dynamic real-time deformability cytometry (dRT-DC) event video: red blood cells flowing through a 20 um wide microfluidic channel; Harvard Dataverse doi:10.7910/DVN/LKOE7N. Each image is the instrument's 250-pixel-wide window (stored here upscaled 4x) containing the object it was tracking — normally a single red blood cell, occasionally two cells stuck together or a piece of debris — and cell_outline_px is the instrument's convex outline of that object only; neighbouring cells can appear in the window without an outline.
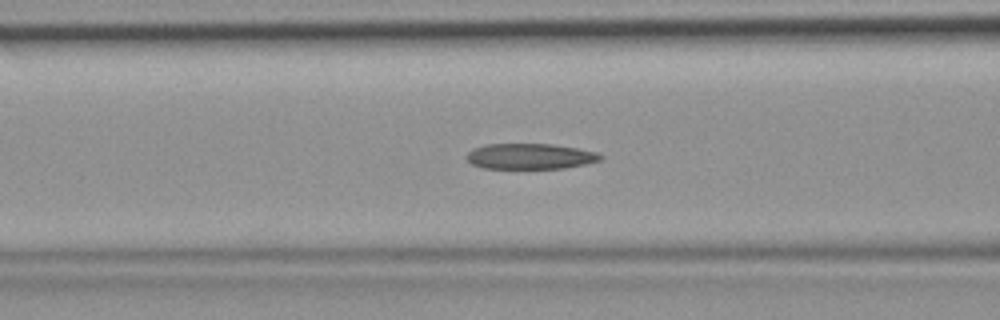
{"species": "common noctule bat (a hibernating species)", "species_latin": "Nyctalus noctula", "temperature_condition": "room temperature", "stored_images_in_passage": 39, "camera_frame_rate_fps": 3000, "um_per_image_px": 0.085, "animal": {"sex": "female", "body_mass_g": 19.9}, "frame": {"image": 1, "passage_image": 11, "time_ms": 3.333, "image_size_px": [1000, 320], "cell_outline_px": [[604, 156], [600, 160], [584, 164], [564, 168], [484, 168], [472, 164], [464, 156], [472, 148], [488, 144], [552, 144], [576, 148], [596, 152]], "centroid_in_image_um": [45.03, 13.28], "position_along_channel_um": 121.6, "area_um2": 19.88}}
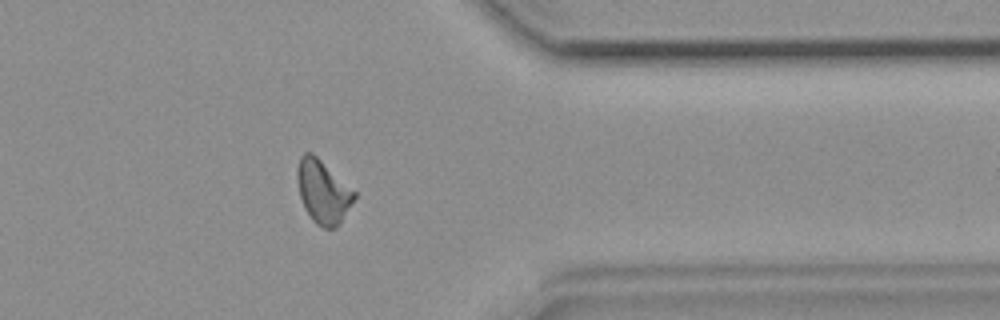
{"frame": {"image": 2, "passage_image": 30, "time_ms": 9.667, "image_size_px": [1000, 320], "cell_outline_px": [[356, 196], [340, 224], [336, 228], [324, 228], [316, 224], [312, 220], [304, 208], [300, 196], [296, 180], [296, 172], [300, 156], [304, 152], [312, 152], [356, 192]], "centroid_in_image_um": [27.43, 16.3], "position_along_channel_um": 384.0, "area_um2": 21.04}}
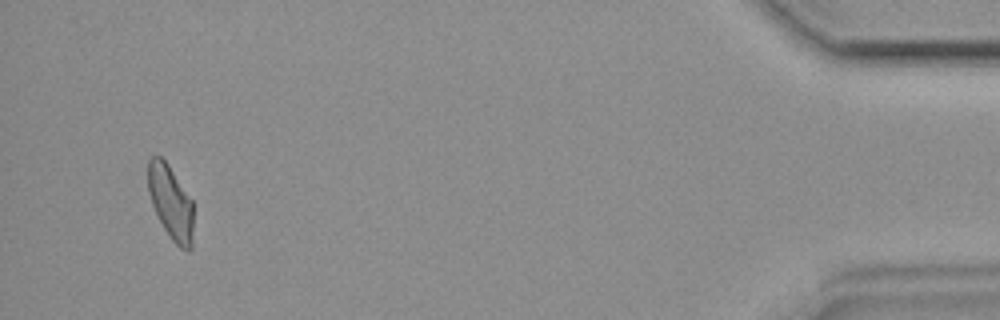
{"frame": {"image": 3, "passage_image": 37, "time_ms": 12.0, "image_size_px": [1000, 320], "cell_outline_px": [[192, 248], [188, 252], [180, 248], [172, 240], [164, 228], [152, 204], [148, 192], [148, 160], [152, 156], [160, 156], [168, 164], [192, 200]], "centroid_in_image_um": [14.51, 17.2], "position_along_channel_um": 420.7, "area_um2": 19.36}}